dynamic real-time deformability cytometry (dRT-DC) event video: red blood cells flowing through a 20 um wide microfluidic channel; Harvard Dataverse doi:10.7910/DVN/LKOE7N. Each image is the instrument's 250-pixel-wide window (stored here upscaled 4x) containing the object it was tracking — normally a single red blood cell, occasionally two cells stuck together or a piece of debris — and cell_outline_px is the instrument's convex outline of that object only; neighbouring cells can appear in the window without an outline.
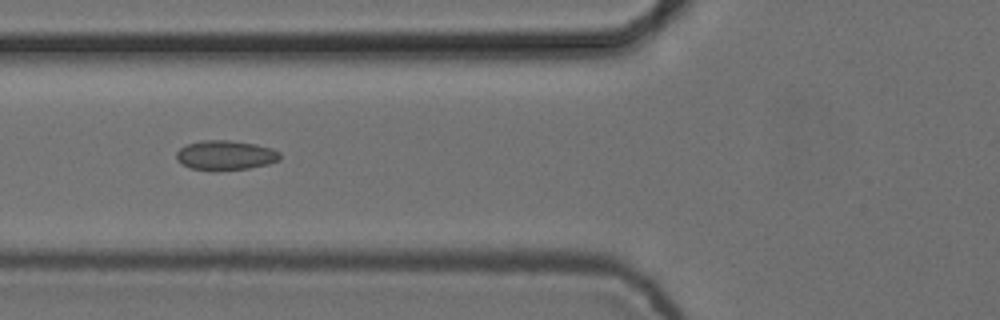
{"species": "common noctule bat (a hibernating species)", "species_latin": "Nyctalus noctula", "temperature_condition": "cold", "stored_images_in_passage": 7, "camera_frame_rate_fps": 3000, "um_per_image_px": 0.085, "animal": {"sex": "female", "body_mass_g": 24.6, "forearm_length_mm": 56.2}, "frame": {"image": 1, "passage_image": 6, "time_ms": 1.667, "image_size_px": [1000, 320], "cell_outline_px": [[280, 160], [268, 164], [248, 168], [212, 172], [188, 168], [180, 164], [176, 160], [176, 152], [180, 148], [188, 144], [200, 140], [228, 140], [256, 144], [272, 148], [280, 152]], "centroid_in_image_um": [19.12, 13.22], "position_along_channel_um": 106.7, "area_um2": 18.32}}
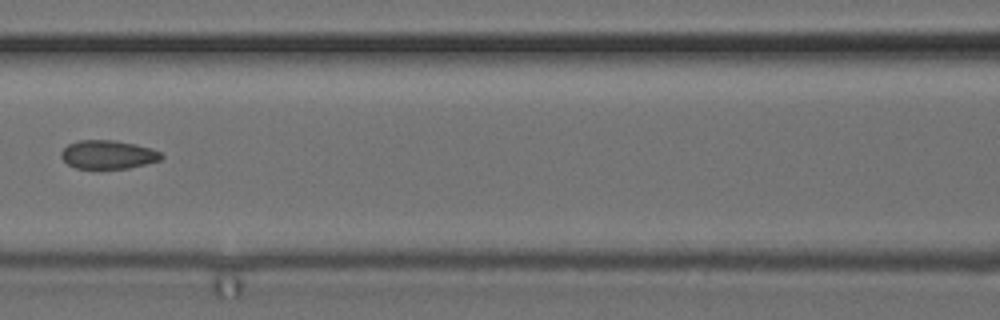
{"frame": {"image": 2, "passage_image": 7, "time_ms": 2.0, "image_size_px": [1000, 320], "cell_outline_px": [[164, 156], [160, 160], [128, 168], [76, 168], [68, 164], [60, 156], [60, 152], [68, 144], [80, 140], [116, 140], [136, 144], [152, 148], [160, 152]], "centroid_in_image_um": [9.18, 13.13], "position_along_channel_um": 157.4, "area_um2": 16.65}}